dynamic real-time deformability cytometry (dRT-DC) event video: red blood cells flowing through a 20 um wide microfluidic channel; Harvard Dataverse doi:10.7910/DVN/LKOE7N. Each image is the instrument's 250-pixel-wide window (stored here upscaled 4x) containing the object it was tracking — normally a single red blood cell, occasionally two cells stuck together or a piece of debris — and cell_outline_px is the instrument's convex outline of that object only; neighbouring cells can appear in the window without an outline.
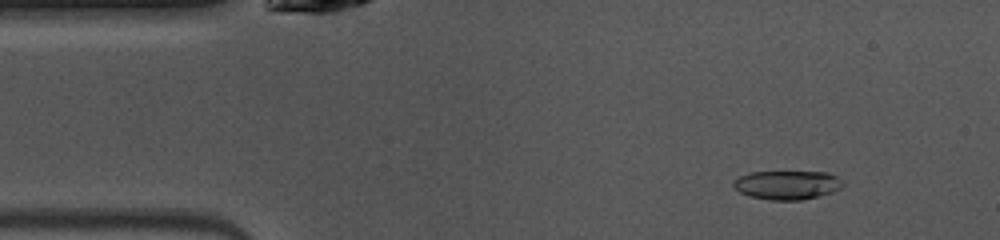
{"species": "common noctule bat (a hibernating species)", "species_latin": "Nyctalus noctula", "temperature_condition": "warm", "stored_images_in_passage": 48, "camera_frame_rate_fps": 3000, "um_per_image_px": 0.085, "animal": {"sex": "female", "body_mass_g": 10.0, "forearm_length_mm": 53.1}, "frame": {"image": 1, "passage_image": 5, "time_ms": 1.333, "image_size_px": [1000, 240], "cell_outline_px": [[844, 184], [840, 188], [832, 192], [800, 200], [772, 200], [748, 196], [740, 192], [732, 184], [732, 180], [740, 176], [752, 172], [828, 172], [836, 176]], "centroid_in_image_um": [66.88, 15.72], "position_along_channel_um": 18.1, "area_um2": 18.26}}
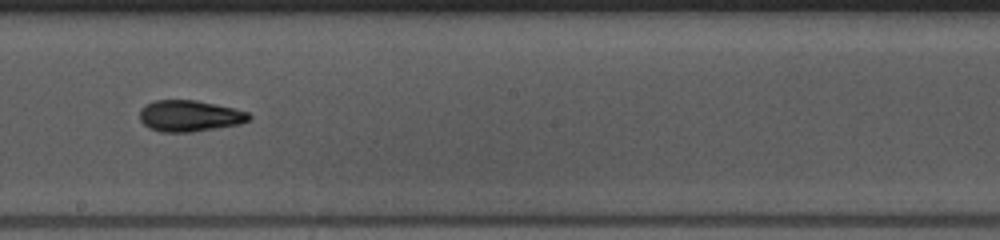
{"frame": {"image": 2, "passage_image": 25, "time_ms": 8.0, "image_size_px": [1000, 240], "cell_outline_px": [[252, 120], [240, 124], [192, 132], [160, 132], [148, 128], [140, 120], [140, 108], [144, 104], [156, 100], [196, 100], [236, 108], [248, 112], [252, 116]], "centroid_in_image_um": [16.13, 9.85], "position_along_channel_um": 232.1, "area_um2": 20.23}}
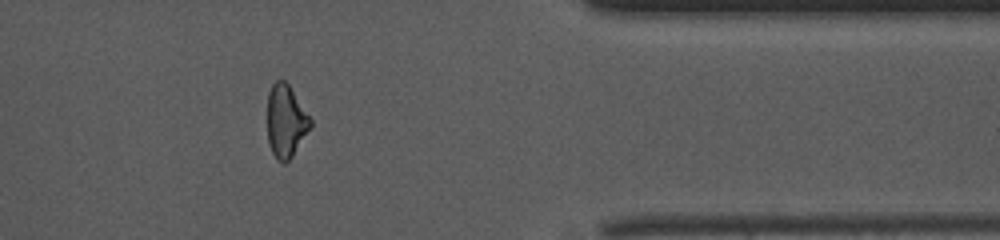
{"frame": {"image": 3, "passage_image": 38, "time_ms": 12.333, "image_size_px": [1000, 240], "cell_outline_px": [[312, 124], [292, 156], [284, 164], [276, 160], [268, 144], [268, 92], [272, 84], [276, 80], [284, 80], [288, 84], [312, 120]], "centroid_in_image_um": [24.28, 10.31], "position_along_channel_um": 387.1, "area_um2": 18.03}, "authors_computed_cell_mechanics": {"area_um2": 19.3052, "velocity_mm_per_s": 4.1005, "shape_relaxation_time_tau1_ms": 6.2614, "shape_relaxation_time_tau2_ms": 3.6719, "deformation_change_tau1": 0.1742, "deformation_change_tau2": 0.0986}}